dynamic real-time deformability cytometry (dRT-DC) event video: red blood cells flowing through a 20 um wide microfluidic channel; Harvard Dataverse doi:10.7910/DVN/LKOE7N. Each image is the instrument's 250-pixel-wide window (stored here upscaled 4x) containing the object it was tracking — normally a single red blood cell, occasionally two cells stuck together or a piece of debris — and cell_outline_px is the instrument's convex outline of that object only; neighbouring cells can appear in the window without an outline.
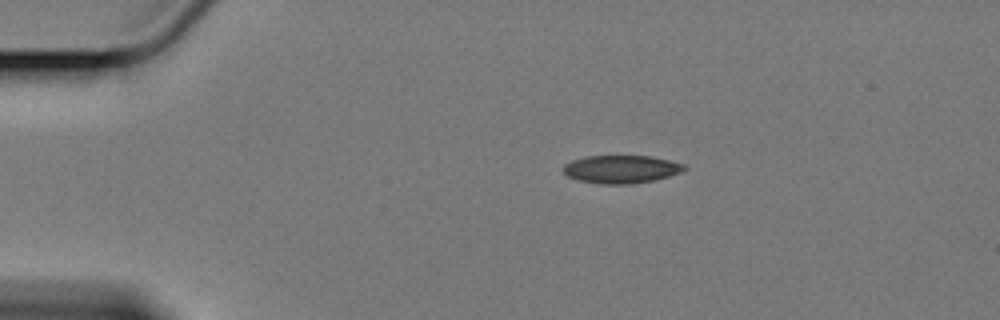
{"species": "Egyptian fruit bat (a non-hibernating species)", "species_latin": "Rousettus aegyptiacus", "temperature_condition": "cold", "stored_images_in_passage": 48, "camera_frame_rate_fps": 3000, "um_per_image_px": 0.085, "animal": {"sex": "female"}, "frame": {"image": 1, "passage_image": 1, "time_ms": 0.0, "image_size_px": [1000, 320], "cell_outline_px": [[688, 168], [680, 172], [656, 180], [632, 184], [600, 184], [580, 180], [568, 176], [560, 168], [564, 164], [572, 160], [584, 156], [652, 156], [684, 164]], "centroid_in_image_um": [52.78, 14.38], "position_along_channel_um": 32.2, "area_um2": 19.83}}
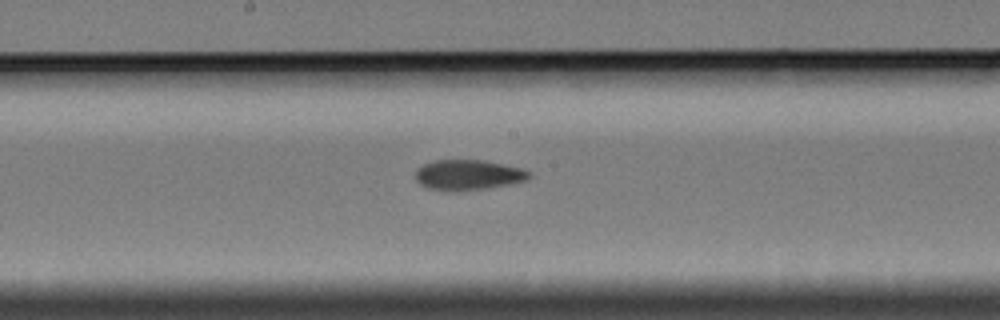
{"frame": {"image": 2, "passage_image": 21, "time_ms": 6.667, "image_size_px": [1000, 320], "cell_outline_px": [[532, 176], [528, 180], [488, 188], [448, 192], [428, 188], [420, 184], [416, 180], [416, 168], [424, 164], [436, 160], [484, 160], [524, 168], [532, 172]], "centroid_in_image_um": [39.83, 14.87], "position_along_channel_um": 208.4, "area_um2": 20.35}}
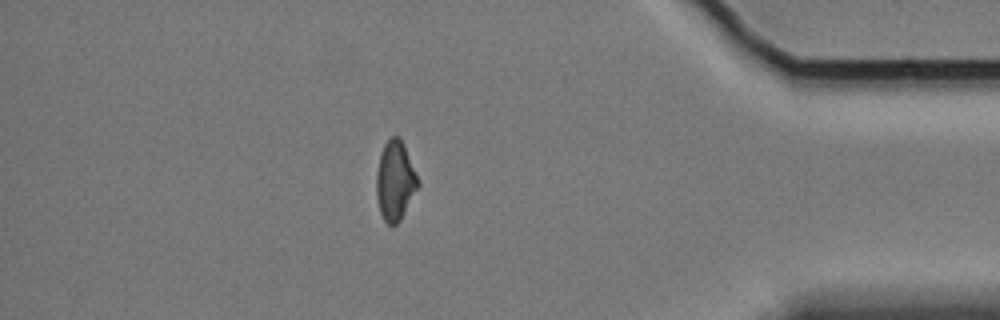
{"frame": {"image": 3, "passage_image": 41, "time_ms": 13.333, "image_size_px": [1000, 320], "cell_outline_px": [[420, 184], [400, 220], [396, 224], [388, 224], [384, 220], [380, 212], [376, 192], [376, 176], [380, 152], [384, 144], [392, 136], [400, 136], [404, 144], [420, 180]], "centroid_in_image_um": [33.6, 15.33], "position_along_channel_um": 401.6, "area_um2": 19.31}, "authors_computed_cell_mechanics": {"area_um2": 19.941, "velocity_mm_per_s": 3.3964, "shape_relaxation_time_tau1_ms": null, "shape_relaxation_time_tau2_ms": 4.6003, "deformation_change_tau1": null, "deformation_change_tau2": 0.0934}}